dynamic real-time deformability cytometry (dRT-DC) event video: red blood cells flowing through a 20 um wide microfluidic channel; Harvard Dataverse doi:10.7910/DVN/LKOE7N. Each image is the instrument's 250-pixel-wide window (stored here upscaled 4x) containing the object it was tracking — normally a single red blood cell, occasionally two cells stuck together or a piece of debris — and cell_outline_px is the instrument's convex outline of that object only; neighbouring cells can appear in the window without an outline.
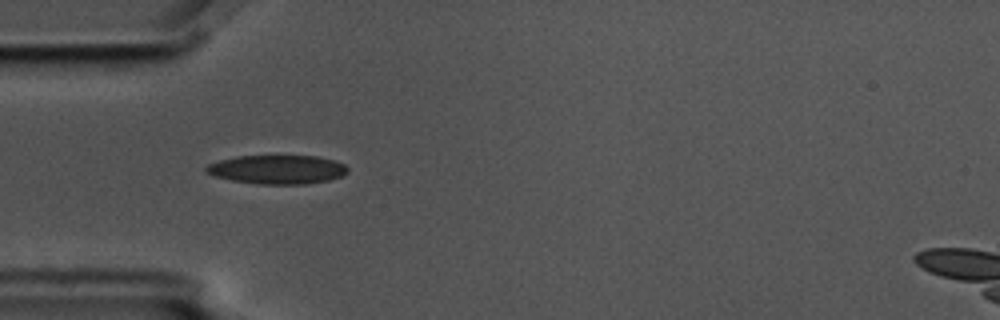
{"species": "common noctule bat (a hibernating species)", "species_latin": "Nyctalus noctula", "temperature_condition": "cold", "stored_images_in_passage": 8, "camera_frame_rate_fps": 3000, "um_per_image_px": 0.085, "animal": {"sex": "male", "body_mass_g": 17.5, "forearm_length_mm": 52.3}, "frame": {"image": 1, "passage_image": 2, "time_ms": 0.333, "image_size_px": [1000, 320], "cell_outline_px": [[348, 172], [340, 176], [328, 180], [304, 184], [260, 184], [232, 180], [216, 176], [208, 172], [204, 168], [208, 164], [220, 160], [236, 156], [316, 156], [336, 160], [344, 164], [348, 168]], "centroid_in_image_um": [23.59, 14.4], "position_along_channel_um": 61.4, "area_um2": 23.64}}
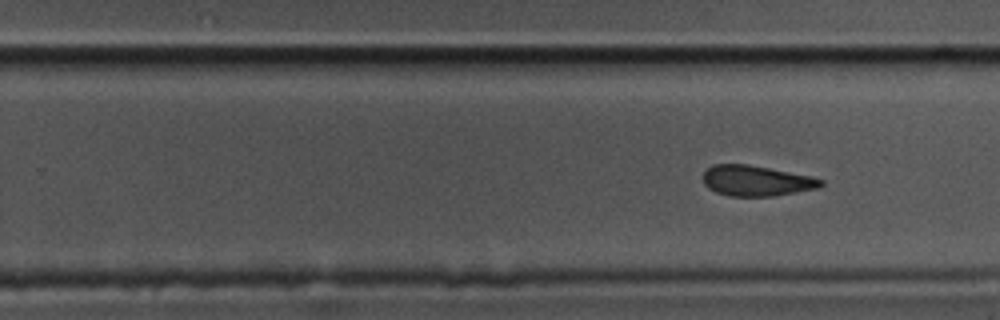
{"frame": {"image": 2, "passage_image": 8, "time_ms": 2.333, "image_size_px": [1000, 320], "cell_outline_px": [[824, 184], [820, 188], [772, 196], [728, 196], [716, 192], [708, 188], [704, 184], [704, 172], [712, 164], [748, 164], [812, 176], [824, 180]], "centroid_in_image_um": [64.31, 15.36], "position_along_channel_um": 265.5, "area_um2": 21.04}}